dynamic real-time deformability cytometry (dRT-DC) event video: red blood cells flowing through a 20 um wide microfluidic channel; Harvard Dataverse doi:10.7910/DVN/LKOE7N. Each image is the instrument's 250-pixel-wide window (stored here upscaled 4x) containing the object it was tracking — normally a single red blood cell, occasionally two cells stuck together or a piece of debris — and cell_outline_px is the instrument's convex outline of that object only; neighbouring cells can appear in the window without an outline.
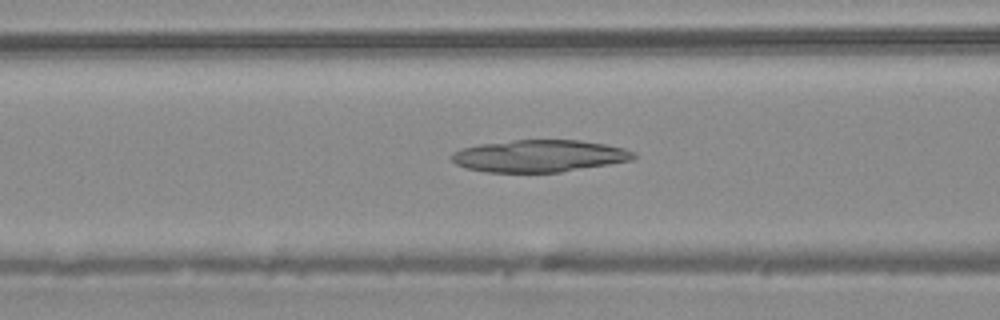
{"species": "common noctule bat (a hibernating species)", "species_latin": "Nyctalus noctula", "temperature_condition": "warm", "stored_images_in_passage": 43, "camera_frame_rate_fps": 3000, "um_per_image_px": 0.085, "animal": {"sex": "male", "body_mass_g": 20.4}, "frame": {"image": 1, "passage_image": 14, "time_ms": 4.333, "image_size_px": [1000, 320], "cell_outline_px": [[636, 156], [632, 160], [560, 172], [484, 172], [468, 168], [456, 164], [448, 156], [452, 152], [460, 148], [480, 144], [512, 140], [580, 140], [604, 144], [624, 148], [636, 152]], "centroid_in_image_um": [45.8, 13.25], "position_along_channel_um": 120.8, "area_um2": 34.1}}
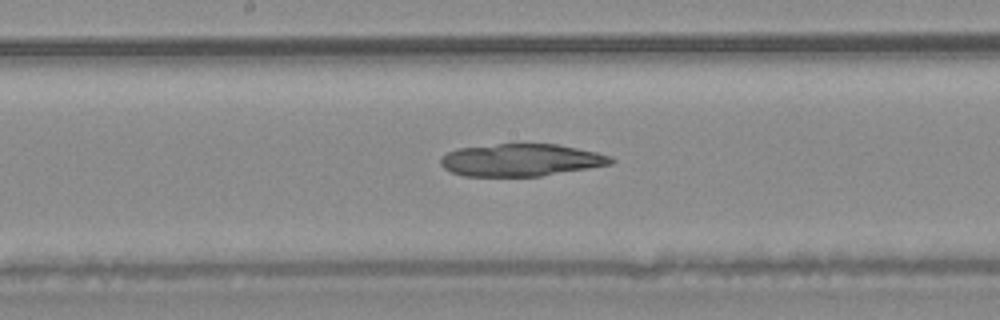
{"frame": {"image": 2, "passage_image": 20, "time_ms": 6.333, "image_size_px": [1000, 320], "cell_outline_px": [[616, 160], [612, 164], [540, 176], [464, 176], [452, 172], [444, 168], [440, 164], [440, 160], [448, 152], [460, 148], [496, 144], [556, 144], [596, 152], [612, 156]], "centroid_in_image_um": [44.3, 13.6], "position_along_channel_um": 203.9, "area_um2": 31.91}}
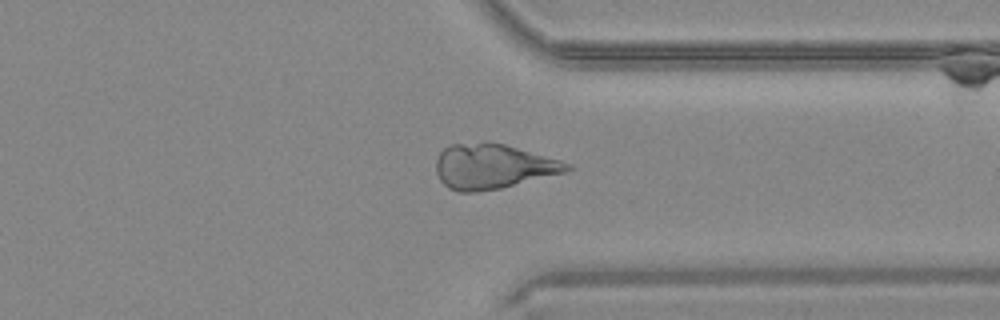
{"frame": {"image": 3, "passage_image": 32, "time_ms": 10.333, "image_size_px": [1000, 320], "cell_outline_px": [[572, 168], [564, 172], [500, 188], [476, 192], [460, 192], [448, 188], [440, 180], [436, 172], [436, 160], [440, 152], [444, 148], [452, 144], [484, 140], [504, 144], [560, 160], [572, 164]], "centroid_in_image_um": [41.85, 14.12], "position_along_channel_um": 369.6, "area_um2": 34.22}}